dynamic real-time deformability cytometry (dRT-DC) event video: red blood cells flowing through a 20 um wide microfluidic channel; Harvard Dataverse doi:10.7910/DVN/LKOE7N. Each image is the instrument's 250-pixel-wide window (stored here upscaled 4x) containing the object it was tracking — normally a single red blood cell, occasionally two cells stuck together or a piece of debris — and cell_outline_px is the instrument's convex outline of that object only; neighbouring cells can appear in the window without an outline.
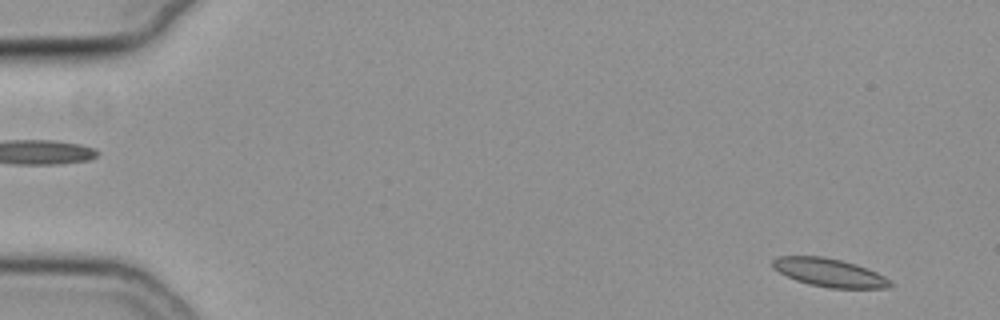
{"species": "common noctule bat (a hibernating species)", "species_latin": "Nyctalus noctula", "temperature_condition": "cold", "stored_images_in_passage": 22, "camera_frame_rate_fps": 3000, "um_per_image_px": 0.085, "animal": {"sex": "female", "body_mass_g": 19.3, "forearm_length_mm": 54.1}, "frame": {"image": 1, "passage_image": 4, "time_ms": 1.0, "image_size_px": [1000, 320], "cell_outline_px": [[896, 284], [888, 288], [828, 288], [808, 284], [796, 280], [772, 268], [772, 260], [776, 256], [824, 256], [856, 264], [868, 268], [884, 276]], "centroid_in_image_um": [70.51, 23.17], "position_along_channel_um": 14.5, "area_um2": 19.54}}
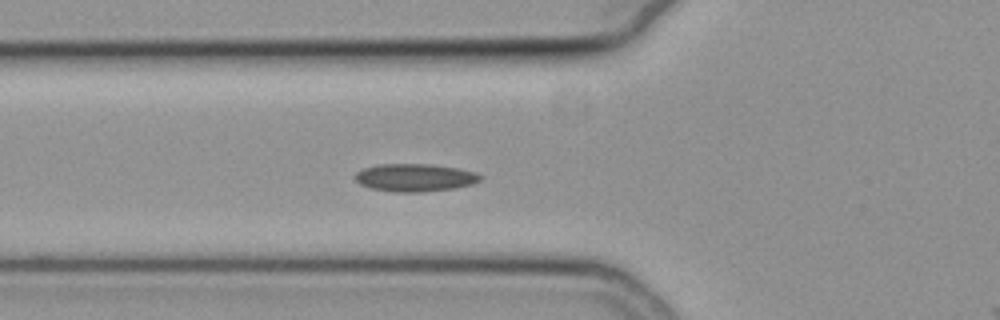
{"frame": {"image": 2, "passage_image": 21, "time_ms": 6.667, "image_size_px": [1000, 320], "cell_outline_px": [[484, 176], [480, 180], [472, 184], [456, 188], [420, 192], [392, 192], [372, 188], [360, 184], [352, 176], [360, 168], [376, 164], [432, 164], [460, 168], [476, 172]], "centroid_in_image_um": [35.25, 15.08], "position_along_channel_um": 90.5, "area_um2": 20.63}}